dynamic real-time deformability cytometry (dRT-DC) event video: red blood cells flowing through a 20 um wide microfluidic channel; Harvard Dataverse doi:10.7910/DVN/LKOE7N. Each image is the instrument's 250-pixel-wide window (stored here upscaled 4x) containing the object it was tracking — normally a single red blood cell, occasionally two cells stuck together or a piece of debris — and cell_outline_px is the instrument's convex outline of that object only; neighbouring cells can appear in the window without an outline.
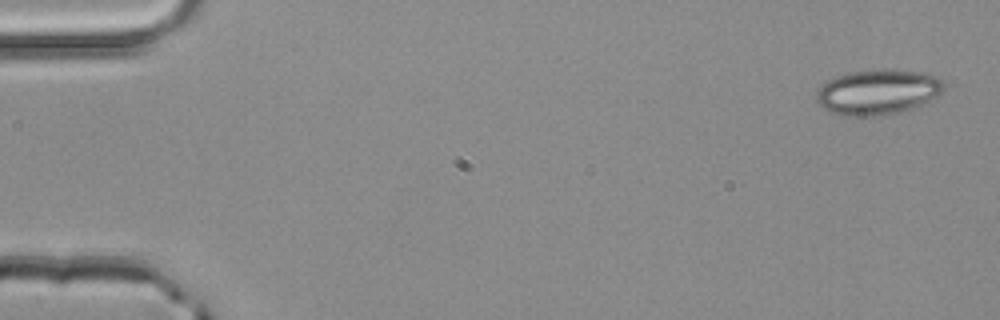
{"species": "common noctule bat (a hibernating species)", "species_latin": "Nyctalus noctula", "temperature_condition": "room temperature", "stored_images_in_passage": 4, "camera_frame_rate_fps": 3000, "um_per_image_px": 0.085, "animal": {"sex": "male", "body_mass_g": 20.4}, "frame": {"image": 1, "passage_image": 1, "time_ms": 0.0, "image_size_px": [1000, 320], "cell_outline_px": [[944, 92], [940, 96], [924, 104], [912, 108], [896, 112], [876, 116], [840, 116], [828, 112], [816, 100], [816, 92], [828, 80], [836, 76], [852, 72], [924, 72], [936, 76], [944, 84]], "centroid_in_image_um": [74.62, 7.88], "position_along_channel_um": 10.4, "area_um2": 32.89}}
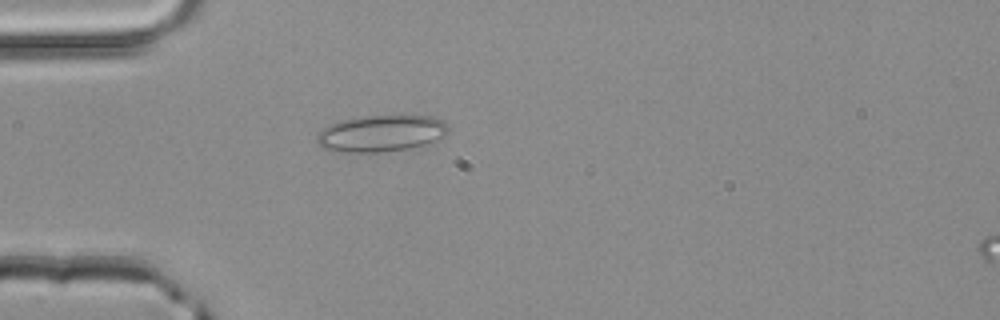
{"frame": {"image": 2, "passage_image": 3, "time_ms": 0.667, "image_size_px": [1000, 320], "cell_outline_px": [[448, 132], [440, 140], [408, 148], [380, 152], [340, 152], [320, 148], [316, 144], [316, 136], [324, 128], [340, 120], [364, 116], [396, 112], [404, 112], [432, 116], [444, 120], [448, 128]], "centroid_in_image_um": [32.44, 11.28], "position_along_channel_um": 52.6, "area_um2": 29.19}}